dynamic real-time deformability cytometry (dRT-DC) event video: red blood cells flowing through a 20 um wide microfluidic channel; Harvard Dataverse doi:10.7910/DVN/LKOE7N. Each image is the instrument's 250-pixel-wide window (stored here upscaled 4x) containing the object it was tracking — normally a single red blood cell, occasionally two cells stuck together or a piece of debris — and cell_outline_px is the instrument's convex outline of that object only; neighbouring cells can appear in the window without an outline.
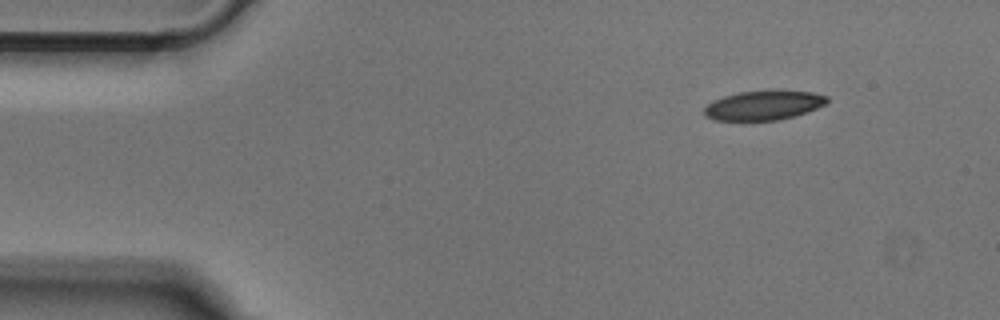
{"species": "Egyptian fruit bat (a non-hibernating species)", "species_latin": "Rousettus aegyptiacus", "temperature_condition": "cold", "stored_images_in_passage": 9, "camera_frame_rate_fps": 3000, "um_per_image_px": 0.085, "animal": {"sex": "male"}, "frame": {"image": 1, "passage_image": 1, "time_ms": 0.0, "image_size_px": [1000, 320], "cell_outline_px": [[828, 100], [824, 104], [816, 108], [792, 116], [776, 120], [712, 120], [704, 116], [704, 108], [708, 104], [724, 96], [740, 92], [768, 88], [812, 92], [828, 96]], "centroid_in_image_um": [64.9, 8.91], "position_along_channel_um": 20.1, "area_um2": 21.27}}